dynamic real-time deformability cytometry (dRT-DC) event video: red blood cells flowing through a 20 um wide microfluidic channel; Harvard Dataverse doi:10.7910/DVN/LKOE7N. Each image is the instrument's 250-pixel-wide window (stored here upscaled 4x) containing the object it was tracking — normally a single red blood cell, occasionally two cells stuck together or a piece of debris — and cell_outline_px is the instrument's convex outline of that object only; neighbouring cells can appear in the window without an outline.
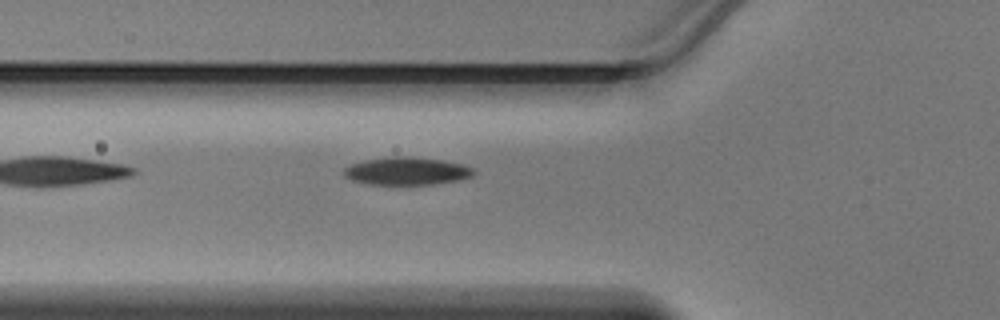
{"species": "Egyptian fruit bat (a non-hibernating species)", "species_latin": "Rousettus aegyptiacus", "temperature_condition": "warm", "stored_images_in_passage": 31, "camera_frame_rate_fps": 3000, "um_per_image_px": 0.085, "animal": {"sex": "male"}, "frame": {"image": 1, "passage_image": 2, "time_ms": 0.333, "image_size_px": [1000, 320], "cell_outline_px": [[476, 172], [472, 176], [460, 180], [436, 184], [368, 184], [352, 180], [344, 176], [344, 168], [352, 164], [368, 160], [396, 156], [400, 156], [440, 160], [464, 164], [472, 168]], "centroid_in_image_um": [34.61, 14.55], "position_along_channel_um": 91.2, "area_um2": 20.69}}
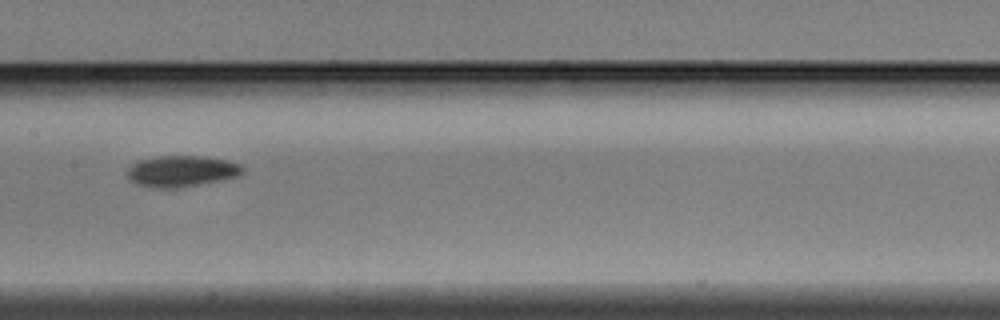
{"frame": {"image": 2, "passage_image": 9, "time_ms": 2.667, "image_size_px": [1000, 320], "cell_outline_px": [[244, 172], [240, 176], [220, 180], [172, 188], [156, 188], [136, 184], [128, 176], [128, 168], [132, 164], [140, 160], [152, 156], [200, 156], [228, 160], [240, 164], [244, 168]], "centroid_in_image_um": [15.45, 14.53], "position_along_channel_um": 192.0, "area_um2": 20.81}}
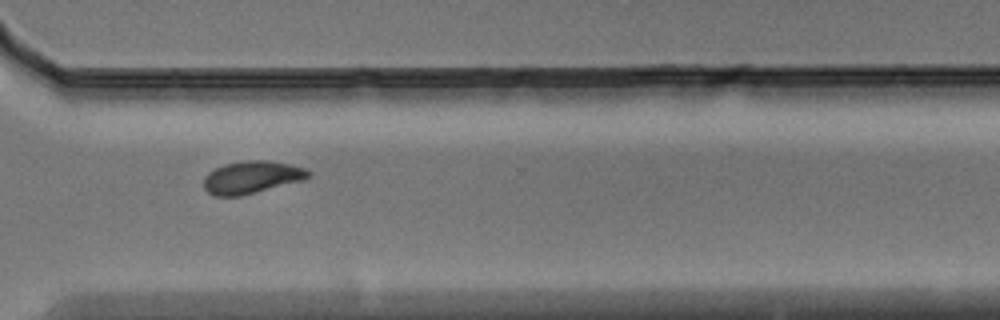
{"frame": {"image": 3, "passage_image": 20, "time_ms": 6.333, "image_size_px": [1000, 320], "cell_outline_px": [[312, 176], [304, 180], [240, 196], [212, 196], [204, 188], [204, 176], [208, 172], [224, 164], [252, 160], [264, 160], [292, 164], [304, 168], [312, 172]], "centroid_in_image_um": [21.41, 15.07], "position_along_channel_um": 349.2, "area_um2": 19.88}}